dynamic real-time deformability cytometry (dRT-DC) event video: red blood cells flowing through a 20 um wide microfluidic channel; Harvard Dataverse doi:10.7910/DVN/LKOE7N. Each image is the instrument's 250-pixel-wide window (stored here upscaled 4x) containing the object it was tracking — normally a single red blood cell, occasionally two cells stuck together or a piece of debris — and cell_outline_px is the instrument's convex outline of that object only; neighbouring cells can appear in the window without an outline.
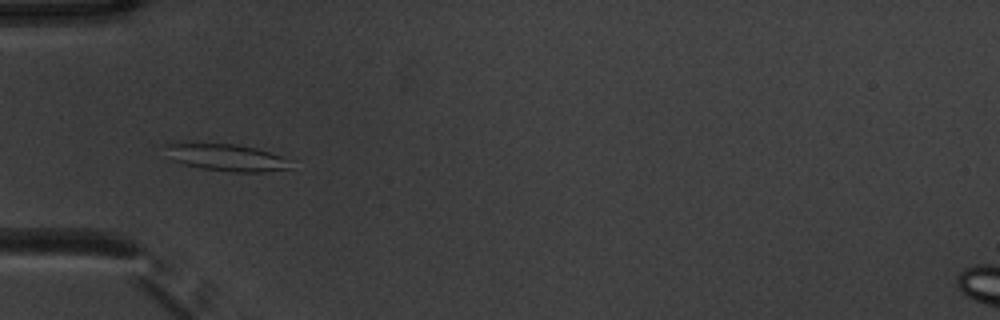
{"species": "common noctule bat (a hibernating species)", "species_latin": "Nyctalus noctula", "temperature_condition": "warm", "stored_images_in_passage": 37, "camera_frame_rate_fps": 3000, "um_per_image_px": 0.085, "animal": {"sex": "male", "body_mass_g": 20.1, "forearm_length_mm": 53.5}, "frame": {"image": 1, "passage_image": 1, "time_ms": 0.0, "image_size_px": [1000, 320], "cell_outline_px": [[292, 160], [288, 168], [264, 172], [232, 172], [200, 168], [184, 164], [172, 160], [164, 144], [236, 144], [256, 148]], "centroid_in_image_um": [19.29, 13.4], "position_along_channel_um": 65.7, "area_um2": 19.25}}
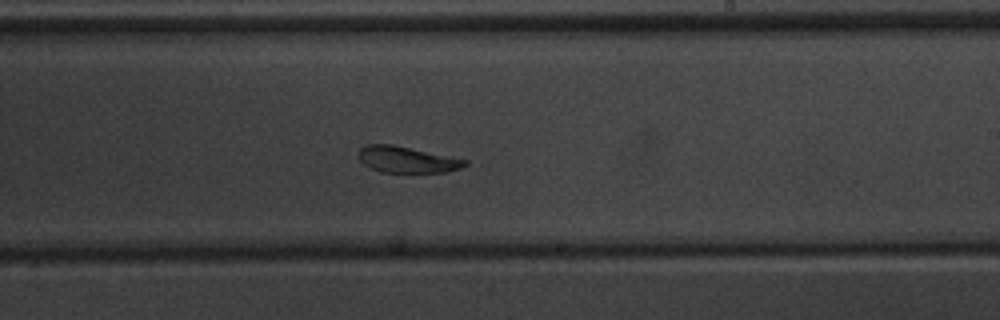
{"frame": {"image": 2, "passage_image": 16, "time_ms": 5.0, "image_size_px": [1000, 320], "cell_outline_px": [[468, 164], [460, 168], [444, 172], [380, 172], [364, 164], [360, 160], [360, 148], [364, 144], [392, 144], [468, 160]], "centroid_in_image_um": [34.59, 13.56], "position_along_channel_um": 254.4, "area_um2": 16.07}}
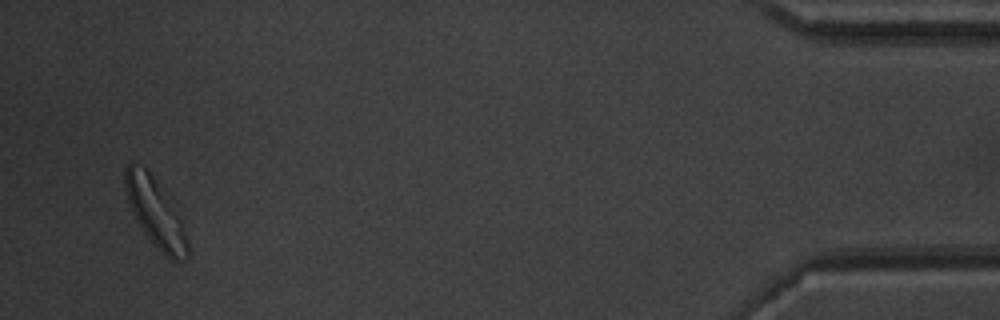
{"frame": {"image": 3, "passage_image": 35, "time_ms": 11.333, "image_size_px": [1000, 320], "cell_outline_px": [[188, 256], [184, 260], [168, 260], [152, 244], [136, 220], [132, 212], [124, 188], [124, 168], [128, 164], [132, 164], [148, 168], [172, 196], [176, 204], [188, 236]], "centroid_in_image_um": [13.26, 18.05], "position_along_channel_um": 421.9, "area_um2": 26.13}, "authors_computed_cell_mechanics": {"area_um2": 17.8024, "velocity_mm_per_s": 3.8024, "shape_relaxation_time_tau1_ms": 3.9319, "shape_relaxation_time_tau2_ms": 3.796, "deformation_change_tau1": 0.1093, "deformation_change_tau2": 0.0936}}